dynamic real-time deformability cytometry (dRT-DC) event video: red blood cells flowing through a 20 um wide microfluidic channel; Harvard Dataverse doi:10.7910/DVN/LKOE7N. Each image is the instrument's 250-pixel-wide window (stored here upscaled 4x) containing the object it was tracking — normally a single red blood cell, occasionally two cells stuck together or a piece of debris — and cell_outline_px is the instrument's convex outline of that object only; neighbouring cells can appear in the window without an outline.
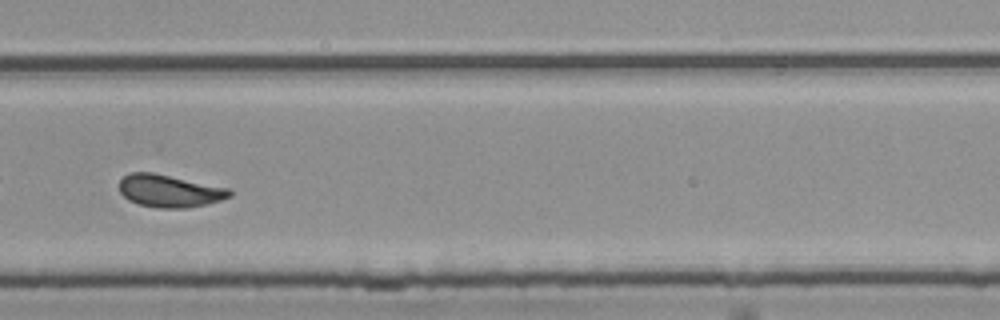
{"species": "common noctule bat (a hibernating species)", "species_latin": "Nyctalus noctula", "temperature_condition": "room temperature", "stored_images_in_passage": 39, "camera_frame_rate_fps": 3000, "um_per_image_px": 0.085, "animal": {"sex": "female", "body_mass_g": 25.1}, "frame": {"image": 1, "passage_image": 23, "time_ms": 7.333, "image_size_px": [1000, 320], "cell_outline_px": [[232, 196], [208, 204], [188, 208], [156, 208], [140, 204], [128, 200], [120, 192], [120, 180], [124, 176], [132, 172], [152, 172], [228, 188], [232, 192]], "centroid_in_image_um": [14.41, 16.24], "position_along_channel_um": 315.4, "area_um2": 20.81}, "authors_computed_cell_mechanics": {"area_um2": 20.7502, "velocity_mm_per_s": 3.7495, "shape_relaxation_time_tau1_ms": null, "shape_relaxation_time_tau2_ms": 1.3505, "deformation_change_tau1": null, "deformation_change_tau2": 0.0938}}